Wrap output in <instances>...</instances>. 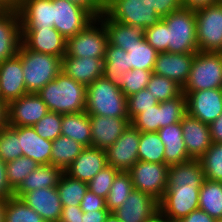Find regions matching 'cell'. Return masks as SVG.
<instances>
[{
  "mask_svg": "<svg viewBox=\"0 0 222 222\" xmlns=\"http://www.w3.org/2000/svg\"><path fill=\"white\" fill-rule=\"evenodd\" d=\"M64 171L52 164L39 165L26 176L20 186L14 191V196L21 198L25 193L33 190L57 187Z\"/></svg>",
  "mask_w": 222,
  "mask_h": 222,
  "instance_id": "obj_31",
  "label": "cell"
},
{
  "mask_svg": "<svg viewBox=\"0 0 222 222\" xmlns=\"http://www.w3.org/2000/svg\"><path fill=\"white\" fill-rule=\"evenodd\" d=\"M84 148L70 137L60 135L52 141L50 164L65 171Z\"/></svg>",
  "mask_w": 222,
  "mask_h": 222,
  "instance_id": "obj_34",
  "label": "cell"
},
{
  "mask_svg": "<svg viewBox=\"0 0 222 222\" xmlns=\"http://www.w3.org/2000/svg\"><path fill=\"white\" fill-rule=\"evenodd\" d=\"M180 125L188 156L199 159L212 144L209 124L186 114Z\"/></svg>",
  "mask_w": 222,
  "mask_h": 222,
  "instance_id": "obj_21",
  "label": "cell"
},
{
  "mask_svg": "<svg viewBox=\"0 0 222 222\" xmlns=\"http://www.w3.org/2000/svg\"><path fill=\"white\" fill-rule=\"evenodd\" d=\"M23 156L18 139V127L6 125L0 129V158L6 163Z\"/></svg>",
  "mask_w": 222,
  "mask_h": 222,
  "instance_id": "obj_43",
  "label": "cell"
},
{
  "mask_svg": "<svg viewBox=\"0 0 222 222\" xmlns=\"http://www.w3.org/2000/svg\"><path fill=\"white\" fill-rule=\"evenodd\" d=\"M22 43L34 52L63 58L66 54V38L54 27L21 28Z\"/></svg>",
  "mask_w": 222,
  "mask_h": 222,
  "instance_id": "obj_16",
  "label": "cell"
},
{
  "mask_svg": "<svg viewBox=\"0 0 222 222\" xmlns=\"http://www.w3.org/2000/svg\"><path fill=\"white\" fill-rule=\"evenodd\" d=\"M211 140L214 143H222V114L210 125Z\"/></svg>",
  "mask_w": 222,
  "mask_h": 222,
  "instance_id": "obj_57",
  "label": "cell"
},
{
  "mask_svg": "<svg viewBox=\"0 0 222 222\" xmlns=\"http://www.w3.org/2000/svg\"><path fill=\"white\" fill-rule=\"evenodd\" d=\"M201 187H167L159 201V212L170 221H180L199 209Z\"/></svg>",
  "mask_w": 222,
  "mask_h": 222,
  "instance_id": "obj_11",
  "label": "cell"
},
{
  "mask_svg": "<svg viewBox=\"0 0 222 222\" xmlns=\"http://www.w3.org/2000/svg\"><path fill=\"white\" fill-rule=\"evenodd\" d=\"M61 135L70 137L84 147H91L90 116L85 111L63 114Z\"/></svg>",
  "mask_w": 222,
  "mask_h": 222,
  "instance_id": "obj_33",
  "label": "cell"
},
{
  "mask_svg": "<svg viewBox=\"0 0 222 222\" xmlns=\"http://www.w3.org/2000/svg\"><path fill=\"white\" fill-rule=\"evenodd\" d=\"M144 37L158 53L166 52V23L162 19L154 26L144 29Z\"/></svg>",
  "mask_w": 222,
  "mask_h": 222,
  "instance_id": "obj_49",
  "label": "cell"
},
{
  "mask_svg": "<svg viewBox=\"0 0 222 222\" xmlns=\"http://www.w3.org/2000/svg\"><path fill=\"white\" fill-rule=\"evenodd\" d=\"M106 166V150L85 147L64 172L74 179L88 183Z\"/></svg>",
  "mask_w": 222,
  "mask_h": 222,
  "instance_id": "obj_22",
  "label": "cell"
},
{
  "mask_svg": "<svg viewBox=\"0 0 222 222\" xmlns=\"http://www.w3.org/2000/svg\"><path fill=\"white\" fill-rule=\"evenodd\" d=\"M104 24L108 33L110 45H114L128 51L134 44L141 43L144 37V29L139 26H131L107 18L103 13L98 17Z\"/></svg>",
  "mask_w": 222,
  "mask_h": 222,
  "instance_id": "obj_30",
  "label": "cell"
},
{
  "mask_svg": "<svg viewBox=\"0 0 222 222\" xmlns=\"http://www.w3.org/2000/svg\"><path fill=\"white\" fill-rule=\"evenodd\" d=\"M4 222H45L43 218L22 199L15 196L6 200Z\"/></svg>",
  "mask_w": 222,
  "mask_h": 222,
  "instance_id": "obj_40",
  "label": "cell"
},
{
  "mask_svg": "<svg viewBox=\"0 0 222 222\" xmlns=\"http://www.w3.org/2000/svg\"><path fill=\"white\" fill-rule=\"evenodd\" d=\"M140 132L131 124L120 138L106 149L109 166L128 172L138 161Z\"/></svg>",
  "mask_w": 222,
  "mask_h": 222,
  "instance_id": "obj_15",
  "label": "cell"
},
{
  "mask_svg": "<svg viewBox=\"0 0 222 222\" xmlns=\"http://www.w3.org/2000/svg\"><path fill=\"white\" fill-rule=\"evenodd\" d=\"M168 165L137 161L128 171L133 188L160 201L167 189Z\"/></svg>",
  "mask_w": 222,
  "mask_h": 222,
  "instance_id": "obj_10",
  "label": "cell"
},
{
  "mask_svg": "<svg viewBox=\"0 0 222 222\" xmlns=\"http://www.w3.org/2000/svg\"><path fill=\"white\" fill-rule=\"evenodd\" d=\"M152 71L131 69L124 73L123 86L120 88L126 97L138 93L147 87Z\"/></svg>",
  "mask_w": 222,
  "mask_h": 222,
  "instance_id": "obj_46",
  "label": "cell"
},
{
  "mask_svg": "<svg viewBox=\"0 0 222 222\" xmlns=\"http://www.w3.org/2000/svg\"><path fill=\"white\" fill-rule=\"evenodd\" d=\"M168 219L164 217L160 212H158L153 218L147 222H166Z\"/></svg>",
  "mask_w": 222,
  "mask_h": 222,
  "instance_id": "obj_61",
  "label": "cell"
},
{
  "mask_svg": "<svg viewBox=\"0 0 222 222\" xmlns=\"http://www.w3.org/2000/svg\"><path fill=\"white\" fill-rule=\"evenodd\" d=\"M82 216L80 206H63L59 222H82Z\"/></svg>",
  "mask_w": 222,
  "mask_h": 222,
  "instance_id": "obj_53",
  "label": "cell"
},
{
  "mask_svg": "<svg viewBox=\"0 0 222 222\" xmlns=\"http://www.w3.org/2000/svg\"><path fill=\"white\" fill-rule=\"evenodd\" d=\"M80 208L83 212H90L95 210H108L106 208V200L95 193L88 190L84 195Z\"/></svg>",
  "mask_w": 222,
  "mask_h": 222,
  "instance_id": "obj_51",
  "label": "cell"
},
{
  "mask_svg": "<svg viewBox=\"0 0 222 222\" xmlns=\"http://www.w3.org/2000/svg\"><path fill=\"white\" fill-rule=\"evenodd\" d=\"M132 178L129 172L119 171L113 179L109 194L106 197V208L113 212L125 203L133 190Z\"/></svg>",
  "mask_w": 222,
  "mask_h": 222,
  "instance_id": "obj_38",
  "label": "cell"
},
{
  "mask_svg": "<svg viewBox=\"0 0 222 222\" xmlns=\"http://www.w3.org/2000/svg\"><path fill=\"white\" fill-rule=\"evenodd\" d=\"M18 139L23 156L28 157L39 165H49L52 141L39 136L33 127H18Z\"/></svg>",
  "mask_w": 222,
  "mask_h": 222,
  "instance_id": "obj_27",
  "label": "cell"
},
{
  "mask_svg": "<svg viewBox=\"0 0 222 222\" xmlns=\"http://www.w3.org/2000/svg\"><path fill=\"white\" fill-rule=\"evenodd\" d=\"M129 69L153 71L158 52L145 40L128 48Z\"/></svg>",
  "mask_w": 222,
  "mask_h": 222,
  "instance_id": "obj_39",
  "label": "cell"
},
{
  "mask_svg": "<svg viewBox=\"0 0 222 222\" xmlns=\"http://www.w3.org/2000/svg\"><path fill=\"white\" fill-rule=\"evenodd\" d=\"M186 114V96L182 92L175 98L159 102L139 113L130 123L139 132H157L160 128L181 122Z\"/></svg>",
  "mask_w": 222,
  "mask_h": 222,
  "instance_id": "obj_5",
  "label": "cell"
},
{
  "mask_svg": "<svg viewBox=\"0 0 222 222\" xmlns=\"http://www.w3.org/2000/svg\"><path fill=\"white\" fill-rule=\"evenodd\" d=\"M159 212V201L150 194L133 189L113 213L120 222H147Z\"/></svg>",
  "mask_w": 222,
  "mask_h": 222,
  "instance_id": "obj_17",
  "label": "cell"
},
{
  "mask_svg": "<svg viewBox=\"0 0 222 222\" xmlns=\"http://www.w3.org/2000/svg\"><path fill=\"white\" fill-rule=\"evenodd\" d=\"M39 166L32 159L21 156L6 163L7 179L10 187L15 191L24 181L27 175Z\"/></svg>",
  "mask_w": 222,
  "mask_h": 222,
  "instance_id": "obj_44",
  "label": "cell"
},
{
  "mask_svg": "<svg viewBox=\"0 0 222 222\" xmlns=\"http://www.w3.org/2000/svg\"><path fill=\"white\" fill-rule=\"evenodd\" d=\"M0 92L6 104L28 94L22 61L17 54L0 63Z\"/></svg>",
  "mask_w": 222,
  "mask_h": 222,
  "instance_id": "obj_20",
  "label": "cell"
},
{
  "mask_svg": "<svg viewBox=\"0 0 222 222\" xmlns=\"http://www.w3.org/2000/svg\"><path fill=\"white\" fill-rule=\"evenodd\" d=\"M5 200L0 198V222H4V207H5Z\"/></svg>",
  "mask_w": 222,
  "mask_h": 222,
  "instance_id": "obj_62",
  "label": "cell"
},
{
  "mask_svg": "<svg viewBox=\"0 0 222 222\" xmlns=\"http://www.w3.org/2000/svg\"><path fill=\"white\" fill-rule=\"evenodd\" d=\"M129 70L127 51L108 44L104 56L103 77L121 88L124 82V73Z\"/></svg>",
  "mask_w": 222,
  "mask_h": 222,
  "instance_id": "obj_32",
  "label": "cell"
},
{
  "mask_svg": "<svg viewBox=\"0 0 222 222\" xmlns=\"http://www.w3.org/2000/svg\"><path fill=\"white\" fill-rule=\"evenodd\" d=\"M62 206H80L82 199L88 191L86 182L74 179L65 172L57 185Z\"/></svg>",
  "mask_w": 222,
  "mask_h": 222,
  "instance_id": "obj_37",
  "label": "cell"
},
{
  "mask_svg": "<svg viewBox=\"0 0 222 222\" xmlns=\"http://www.w3.org/2000/svg\"><path fill=\"white\" fill-rule=\"evenodd\" d=\"M49 112L36 93H28L7 104V125L32 127Z\"/></svg>",
  "mask_w": 222,
  "mask_h": 222,
  "instance_id": "obj_13",
  "label": "cell"
},
{
  "mask_svg": "<svg viewBox=\"0 0 222 222\" xmlns=\"http://www.w3.org/2000/svg\"><path fill=\"white\" fill-rule=\"evenodd\" d=\"M69 2L87 9L95 18L103 13V5L98 0H68Z\"/></svg>",
  "mask_w": 222,
  "mask_h": 222,
  "instance_id": "obj_54",
  "label": "cell"
},
{
  "mask_svg": "<svg viewBox=\"0 0 222 222\" xmlns=\"http://www.w3.org/2000/svg\"><path fill=\"white\" fill-rule=\"evenodd\" d=\"M204 181L205 175L199 159L168 167L167 187H201Z\"/></svg>",
  "mask_w": 222,
  "mask_h": 222,
  "instance_id": "obj_29",
  "label": "cell"
},
{
  "mask_svg": "<svg viewBox=\"0 0 222 222\" xmlns=\"http://www.w3.org/2000/svg\"><path fill=\"white\" fill-rule=\"evenodd\" d=\"M186 96L187 114L201 122L211 124L222 114V89L183 92Z\"/></svg>",
  "mask_w": 222,
  "mask_h": 222,
  "instance_id": "obj_14",
  "label": "cell"
},
{
  "mask_svg": "<svg viewBox=\"0 0 222 222\" xmlns=\"http://www.w3.org/2000/svg\"><path fill=\"white\" fill-rule=\"evenodd\" d=\"M22 0H0V10H17Z\"/></svg>",
  "mask_w": 222,
  "mask_h": 222,
  "instance_id": "obj_59",
  "label": "cell"
},
{
  "mask_svg": "<svg viewBox=\"0 0 222 222\" xmlns=\"http://www.w3.org/2000/svg\"><path fill=\"white\" fill-rule=\"evenodd\" d=\"M7 125V104L0 101V129Z\"/></svg>",
  "mask_w": 222,
  "mask_h": 222,
  "instance_id": "obj_60",
  "label": "cell"
},
{
  "mask_svg": "<svg viewBox=\"0 0 222 222\" xmlns=\"http://www.w3.org/2000/svg\"><path fill=\"white\" fill-rule=\"evenodd\" d=\"M22 43L20 17L17 10H0V63L13 57Z\"/></svg>",
  "mask_w": 222,
  "mask_h": 222,
  "instance_id": "obj_24",
  "label": "cell"
},
{
  "mask_svg": "<svg viewBox=\"0 0 222 222\" xmlns=\"http://www.w3.org/2000/svg\"><path fill=\"white\" fill-rule=\"evenodd\" d=\"M62 116L63 114L49 111L40 121L35 123L32 127L42 138L54 141L61 135Z\"/></svg>",
  "mask_w": 222,
  "mask_h": 222,
  "instance_id": "obj_45",
  "label": "cell"
},
{
  "mask_svg": "<svg viewBox=\"0 0 222 222\" xmlns=\"http://www.w3.org/2000/svg\"><path fill=\"white\" fill-rule=\"evenodd\" d=\"M118 172L116 168L109 165L106 166L87 183L88 190L106 199L112 186L113 179Z\"/></svg>",
  "mask_w": 222,
  "mask_h": 222,
  "instance_id": "obj_47",
  "label": "cell"
},
{
  "mask_svg": "<svg viewBox=\"0 0 222 222\" xmlns=\"http://www.w3.org/2000/svg\"><path fill=\"white\" fill-rule=\"evenodd\" d=\"M165 145L157 132H140L138 161L164 163Z\"/></svg>",
  "mask_w": 222,
  "mask_h": 222,
  "instance_id": "obj_36",
  "label": "cell"
},
{
  "mask_svg": "<svg viewBox=\"0 0 222 222\" xmlns=\"http://www.w3.org/2000/svg\"><path fill=\"white\" fill-rule=\"evenodd\" d=\"M219 2L218 0H181L182 6L190 9H198L200 7L213 5Z\"/></svg>",
  "mask_w": 222,
  "mask_h": 222,
  "instance_id": "obj_58",
  "label": "cell"
},
{
  "mask_svg": "<svg viewBox=\"0 0 222 222\" xmlns=\"http://www.w3.org/2000/svg\"><path fill=\"white\" fill-rule=\"evenodd\" d=\"M95 17L68 0H53V27L66 39L83 30Z\"/></svg>",
  "mask_w": 222,
  "mask_h": 222,
  "instance_id": "obj_12",
  "label": "cell"
},
{
  "mask_svg": "<svg viewBox=\"0 0 222 222\" xmlns=\"http://www.w3.org/2000/svg\"><path fill=\"white\" fill-rule=\"evenodd\" d=\"M196 53H158L153 73L170 78L182 88L190 74L191 64Z\"/></svg>",
  "mask_w": 222,
  "mask_h": 222,
  "instance_id": "obj_19",
  "label": "cell"
},
{
  "mask_svg": "<svg viewBox=\"0 0 222 222\" xmlns=\"http://www.w3.org/2000/svg\"><path fill=\"white\" fill-rule=\"evenodd\" d=\"M198 51L222 52V2L195 10Z\"/></svg>",
  "mask_w": 222,
  "mask_h": 222,
  "instance_id": "obj_9",
  "label": "cell"
},
{
  "mask_svg": "<svg viewBox=\"0 0 222 222\" xmlns=\"http://www.w3.org/2000/svg\"><path fill=\"white\" fill-rule=\"evenodd\" d=\"M17 11L21 28L53 27V0H22Z\"/></svg>",
  "mask_w": 222,
  "mask_h": 222,
  "instance_id": "obj_26",
  "label": "cell"
},
{
  "mask_svg": "<svg viewBox=\"0 0 222 222\" xmlns=\"http://www.w3.org/2000/svg\"><path fill=\"white\" fill-rule=\"evenodd\" d=\"M157 133L165 145L164 164L170 166L191 159L185 147L180 122L160 128Z\"/></svg>",
  "mask_w": 222,
  "mask_h": 222,
  "instance_id": "obj_28",
  "label": "cell"
},
{
  "mask_svg": "<svg viewBox=\"0 0 222 222\" xmlns=\"http://www.w3.org/2000/svg\"><path fill=\"white\" fill-rule=\"evenodd\" d=\"M108 43L106 28L97 17L75 36L66 39L64 57L104 58Z\"/></svg>",
  "mask_w": 222,
  "mask_h": 222,
  "instance_id": "obj_7",
  "label": "cell"
},
{
  "mask_svg": "<svg viewBox=\"0 0 222 222\" xmlns=\"http://www.w3.org/2000/svg\"><path fill=\"white\" fill-rule=\"evenodd\" d=\"M102 5H104L106 2H107V0H98Z\"/></svg>",
  "mask_w": 222,
  "mask_h": 222,
  "instance_id": "obj_64",
  "label": "cell"
},
{
  "mask_svg": "<svg viewBox=\"0 0 222 222\" xmlns=\"http://www.w3.org/2000/svg\"><path fill=\"white\" fill-rule=\"evenodd\" d=\"M37 95L44 101L49 111L59 114L85 111L86 86L76 82L63 71L43 87Z\"/></svg>",
  "mask_w": 222,
  "mask_h": 222,
  "instance_id": "obj_1",
  "label": "cell"
},
{
  "mask_svg": "<svg viewBox=\"0 0 222 222\" xmlns=\"http://www.w3.org/2000/svg\"><path fill=\"white\" fill-rule=\"evenodd\" d=\"M109 213V210H95L90 212H83L82 222H104Z\"/></svg>",
  "mask_w": 222,
  "mask_h": 222,
  "instance_id": "obj_56",
  "label": "cell"
},
{
  "mask_svg": "<svg viewBox=\"0 0 222 222\" xmlns=\"http://www.w3.org/2000/svg\"><path fill=\"white\" fill-rule=\"evenodd\" d=\"M103 14L123 24L152 27L162 18L146 0H107L103 5Z\"/></svg>",
  "mask_w": 222,
  "mask_h": 222,
  "instance_id": "obj_8",
  "label": "cell"
},
{
  "mask_svg": "<svg viewBox=\"0 0 222 222\" xmlns=\"http://www.w3.org/2000/svg\"><path fill=\"white\" fill-rule=\"evenodd\" d=\"M127 97L104 77L86 86L85 112L88 115L128 118Z\"/></svg>",
  "mask_w": 222,
  "mask_h": 222,
  "instance_id": "obj_2",
  "label": "cell"
},
{
  "mask_svg": "<svg viewBox=\"0 0 222 222\" xmlns=\"http://www.w3.org/2000/svg\"><path fill=\"white\" fill-rule=\"evenodd\" d=\"M159 101L153 97L148 90L142 89L138 93L132 94L127 97L128 118L131 121L136 115L145 112L148 108L158 105Z\"/></svg>",
  "mask_w": 222,
  "mask_h": 222,
  "instance_id": "obj_48",
  "label": "cell"
},
{
  "mask_svg": "<svg viewBox=\"0 0 222 222\" xmlns=\"http://www.w3.org/2000/svg\"><path fill=\"white\" fill-rule=\"evenodd\" d=\"M156 13L161 17H165L173 11L182 8L181 0H146Z\"/></svg>",
  "mask_w": 222,
  "mask_h": 222,
  "instance_id": "obj_50",
  "label": "cell"
},
{
  "mask_svg": "<svg viewBox=\"0 0 222 222\" xmlns=\"http://www.w3.org/2000/svg\"><path fill=\"white\" fill-rule=\"evenodd\" d=\"M91 124V147L106 150L113 145L130 126L129 118L89 115Z\"/></svg>",
  "mask_w": 222,
  "mask_h": 222,
  "instance_id": "obj_18",
  "label": "cell"
},
{
  "mask_svg": "<svg viewBox=\"0 0 222 222\" xmlns=\"http://www.w3.org/2000/svg\"><path fill=\"white\" fill-rule=\"evenodd\" d=\"M146 89L159 102L170 100L182 93V87L175 81L154 73L151 75Z\"/></svg>",
  "mask_w": 222,
  "mask_h": 222,
  "instance_id": "obj_42",
  "label": "cell"
},
{
  "mask_svg": "<svg viewBox=\"0 0 222 222\" xmlns=\"http://www.w3.org/2000/svg\"><path fill=\"white\" fill-rule=\"evenodd\" d=\"M199 209L215 220L222 219V182L205 179L199 190Z\"/></svg>",
  "mask_w": 222,
  "mask_h": 222,
  "instance_id": "obj_35",
  "label": "cell"
},
{
  "mask_svg": "<svg viewBox=\"0 0 222 222\" xmlns=\"http://www.w3.org/2000/svg\"><path fill=\"white\" fill-rule=\"evenodd\" d=\"M22 199L35 210L45 222H59L62 204L57 187L43 188L25 193Z\"/></svg>",
  "mask_w": 222,
  "mask_h": 222,
  "instance_id": "obj_23",
  "label": "cell"
},
{
  "mask_svg": "<svg viewBox=\"0 0 222 222\" xmlns=\"http://www.w3.org/2000/svg\"><path fill=\"white\" fill-rule=\"evenodd\" d=\"M17 55L22 61L28 93H38L62 71V58L34 52L21 43Z\"/></svg>",
  "mask_w": 222,
  "mask_h": 222,
  "instance_id": "obj_3",
  "label": "cell"
},
{
  "mask_svg": "<svg viewBox=\"0 0 222 222\" xmlns=\"http://www.w3.org/2000/svg\"><path fill=\"white\" fill-rule=\"evenodd\" d=\"M162 20L166 23V52H198L194 9L182 7Z\"/></svg>",
  "mask_w": 222,
  "mask_h": 222,
  "instance_id": "obj_4",
  "label": "cell"
},
{
  "mask_svg": "<svg viewBox=\"0 0 222 222\" xmlns=\"http://www.w3.org/2000/svg\"><path fill=\"white\" fill-rule=\"evenodd\" d=\"M104 222H120L113 212H110Z\"/></svg>",
  "mask_w": 222,
  "mask_h": 222,
  "instance_id": "obj_63",
  "label": "cell"
},
{
  "mask_svg": "<svg viewBox=\"0 0 222 222\" xmlns=\"http://www.w3.org/2000/svg\"><path fill=\"white\" fill-rule=\"evenodd\" d=\"M215 222H222V219H217L215 220Z\"/></svg>",
  "mask_w": 222,
  "mask_h": 222,
  "instance_id": "obj_65",
  "label": "cell"
},
{
  "mask_svg": "<svg viewBox=\"0 0 222 222\" xmlns=\"http://www.w3.org/2000/svg\"><path fill=\"white\" fill-rule=\"evenodd\" d=\"M13 196L14 190L7 179L6 162L0 158V198L6 201Z\"/></svg>",
  "mask_w": 222,
  "mask_h": 222,
  "instance_id": "obj_52",
  "label": "cell"
},
{
  "mask_svg": "<svg viewBox=\"0 0 222 222\" xmlns=\"http://www.w3.org/2000/svg\"><path fill=\"white\" fill-rule=\"evenodd\" d=\"M205 179L222 182V143L212 142L210 148L199 158Z\"/></svg>",
  "mask_w": 222,
  "mask_h": 222,
  "instance_id": "obj_41",
  "label": "cell"
},
{
  "mask_svg": "<svg viewBox=\"0 0 222 222\" xmlns=\"http://www.w3.org/2000/svg\"><path fill=\"white\" fill-rule=\"evenodd\" d=\"M222 89V52L198 51L191 64L190 74L182 92Z\"/></svg>",
  "mask_w": 222,
  "mask_h": 222,
  "instance_id": "obj_6",
  "label": "cell"
},
{
  "mask_svg": "<svg viewBox=\"0 0 222 222\" xmlns=\"http://www.w3.org/2000/svg\"><path fill=\"white\" fill-rule=\"evenodd\" d=\"M104 58L63 57L62 71L76 82L90 85L103 77Z\"/></svg>",
  "mask_w": 222,
  "mask_h": 222,
  "instance_id": "obj_25",
  "label": "cell"
},
{
  "mask_svg": "<svg viewBox=\"0 0 222 222\" xmlns=\"http://www.w3.org/2000/svg\"><path fill=\"white\" fill-rule=\"evenodd\" d=\"M178 222H215V219L203 210L197 209Z\"/></svg>",
  "mask_w": 222,
  "mask_h": 222,
  "instance_id": "obj_55",
  "label": "cell"
}]
</instances>
